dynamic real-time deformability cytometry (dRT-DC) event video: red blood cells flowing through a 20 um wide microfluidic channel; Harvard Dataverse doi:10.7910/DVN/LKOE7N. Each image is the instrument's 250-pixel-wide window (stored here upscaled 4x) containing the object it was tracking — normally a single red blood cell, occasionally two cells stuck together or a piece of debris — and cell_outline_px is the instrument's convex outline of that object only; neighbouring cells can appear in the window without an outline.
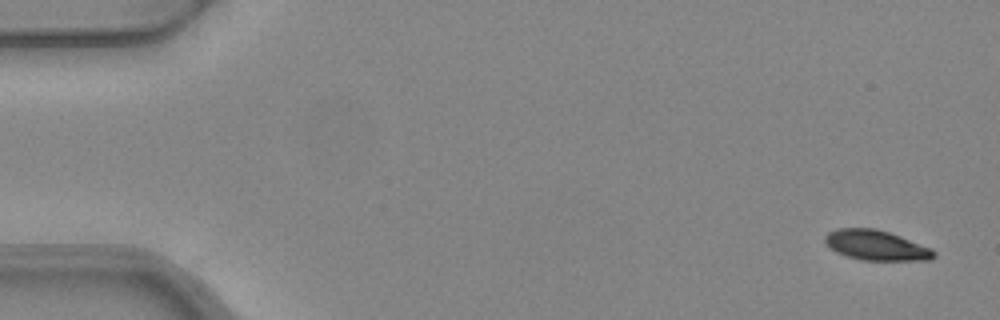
{"species": "common noctule bat (a hibernating species)", "species_latin": "Nyctalus noctula", "temperature_condition": "warm", "stored_images_in_passage": 5, "camera_frame_rate_fps": 3000, "um_per_image_px": 0.085, "animal": {"sex": "female", "body_mass_g": 24.6, "forearm_length_mm": 56.2}, "frame": {"image": 1, "passage_image": 1, "time_ms": 0.0, "image_size_px": [1000, 320], "cell_outline_px": [[936, 256], [932, 260], [860, 260], [836, 252], [824, 240], [824, 236], [828, 232], [836, 228], [876, 228], [900, 236], [932, 248], [936, 252]], "centroid_in_image_um": [74.5, 20.85], "position_along_channel_um": 10.5, "area_um2": 19.07}}
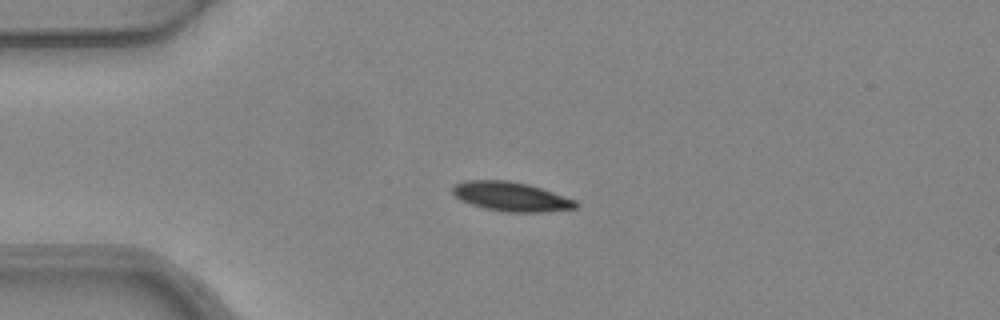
{"frame": {"image": 2, "passage_image": 4, "time_ms": 1.0, "image_size_px": [1000, 320], "cell_outline_px": [[576, 208], [540, 212], [500, 212], [484, 208], [460, 200], [452, 192], [452, 184], [464, 180], [508, 180], [528, 184], [576, 200]], "centroid_in_image_um": [43.38, 16.7], "position_along_channel_um": 41.6, "area_um2": 20.98}}